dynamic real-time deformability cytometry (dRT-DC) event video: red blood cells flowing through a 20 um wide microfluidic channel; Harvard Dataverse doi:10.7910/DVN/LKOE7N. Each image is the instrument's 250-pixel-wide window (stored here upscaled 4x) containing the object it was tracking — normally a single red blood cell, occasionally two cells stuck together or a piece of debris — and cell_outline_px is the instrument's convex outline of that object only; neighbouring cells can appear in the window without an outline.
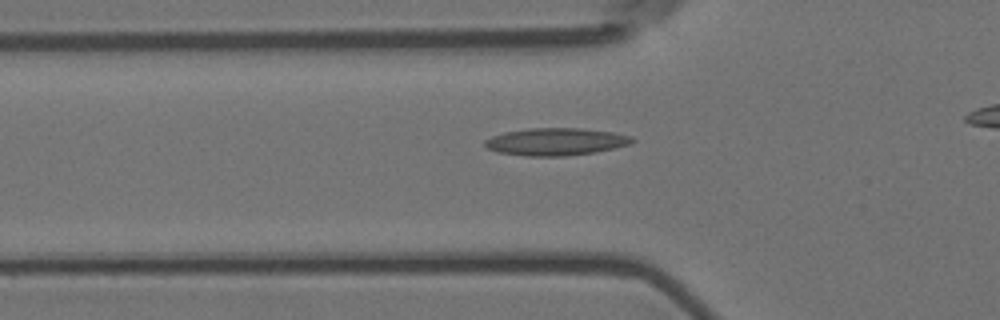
{"species": "Egyptian fruit bat (a non-hibernating species)", "species_latin": "Rousettus aegyptiacus", "temperature_condition": "room temperature", "stored_images_in_passage": 36, "camera_frame_rate_fps": 3000, "um_per_image_px": 0.085, "animal": {"sex": "female"}, "frame": {"image": 1, "passage_image": 6, "time_ms": 1.667, "image_size_px": [1000, 320], "cell_outline_px": [[636, 140], [628, 144], [596, 152], [564, 156], [528, 156], [500, 152], [488, 148], [484, 144], [484, 140], [492, 136], [504, 132], [528, 128], [580, 128], [612, 132], [632, 136]], "centroid_in_image_um": [47.24, 12.03], "position_along_channel_um": 78.6, "area_um2": 23.35}}
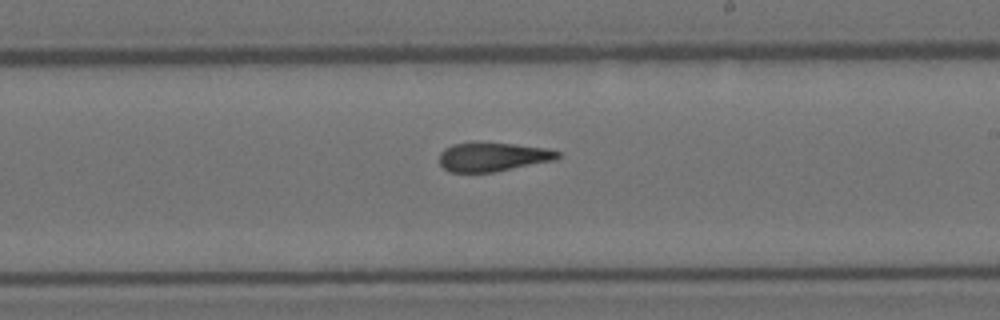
{"frame": {"image": 2, "passage_image": 20, "time_ms": 6.333, "image_size_px": [1000, 320], "cell_outline_px": [[560, 156], [556, 160], [492, 172], [448, 172], [440, 164], [440, 152], [444, 148], [452, 144], [516, 144], [548, 148], [560, 152]], "centroid_in_image_um": [41.91, 13.35], "position_along_channel_um": 247.1, "area_um2": 19.59}}
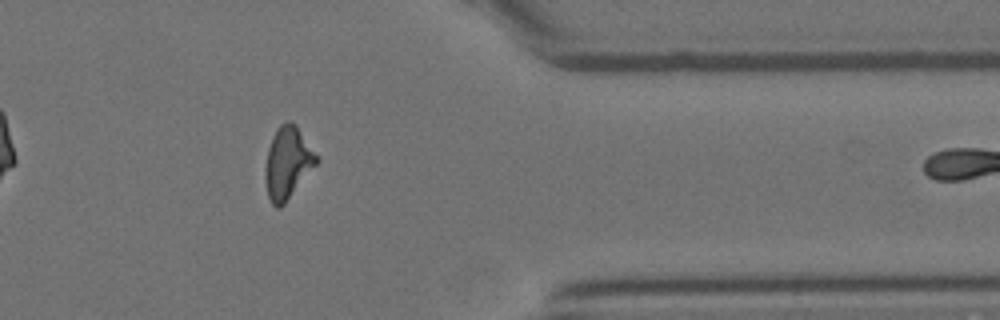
{"frame": {"image": 3, "passage_image": 33, "time_ms": 10.667, "image_size_px": [1000, 320], "cell_outline_px": [[320, 160], [284, 204], [280, 208], [276, 208], [272, 204], [268, 196], [264, 176], [264, 168], [268, 148], [272, 136], [276, 128], [280, 124], [288, 120], [296, 124]], "centroid_in_image_um": [24.43, 13.83], "position_along_channel_um": 387.0, "area_um2": 21.56}, "authors_computed_cell_mechanics": {"area_um2": 20.9525, "velocity_mm_per_s": 3.594, "shape_relaxation_time_tau1_ms": null, "shape_relaxation_time_tau2_ms": 2.3045, "deformation_change_tau1": null, "deformation_change_tau2": 0.1173}}